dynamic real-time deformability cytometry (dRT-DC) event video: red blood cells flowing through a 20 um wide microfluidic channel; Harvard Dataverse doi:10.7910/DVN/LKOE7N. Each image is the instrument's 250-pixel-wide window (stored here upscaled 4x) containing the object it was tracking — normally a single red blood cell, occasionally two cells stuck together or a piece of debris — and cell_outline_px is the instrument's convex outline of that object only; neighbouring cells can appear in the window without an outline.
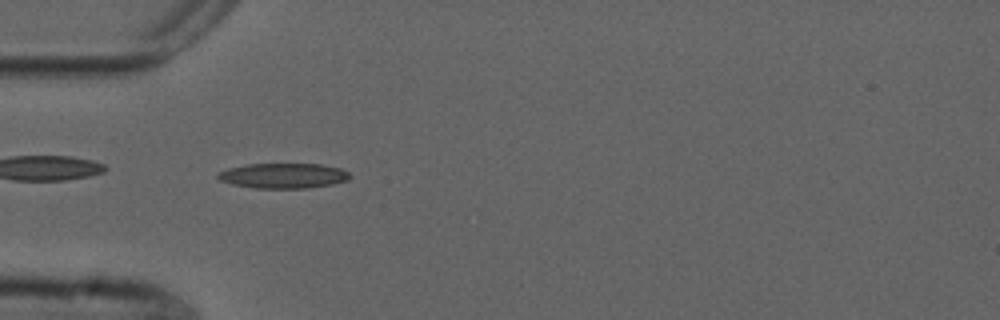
{"species": "common noctule bat (a hibernating species)", "species_latin": "Nyctalus noctula", "temperature_condition": "cold", "stored_images_in_passage": 33, "camera_frame_rate_fps": 3000, "um_per_image_px": 0.085, "animal": {"sex": "male", "forearm_length_mm": 52.5}, "frame": {"image": 1, "passage_image": 2, "time_ms": 0.333, "image_size_px": [1000, 320], "cell_outline_px": [[352, 176], [348, 180], [332, 184], [308, 188], [256, 188], [232, 184], [220, 180], [216, 176], [220, 172], [228, 168], [248, 164], [320, 164], [340, 168], [348, 172]], "centroid_in_image_um": [24.11, 14.93], "position_along_channel_um": 60.9, "area_um2": 19.25}}
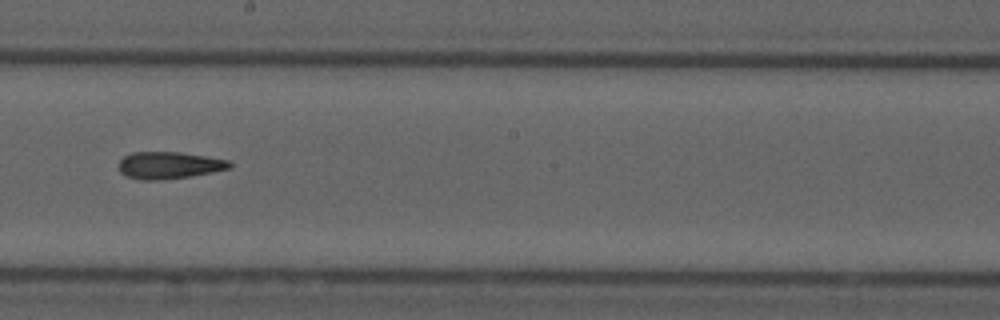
{"frame": {"image": 2, "passage_image": 16, "time_ms": 5.0, "image_size_px": [1000, 320], "cell_outline_px": [[232, 164], [228, 168], [212, 172], [188, 176], [160, 180], [140, 180], [128, 176], [120, 172], [120, 160], [124, 156], [132, 152], [180, 152], [228, 160]], "centroid_in_image_um": [14.34, 14.04], "position_along_channel_um": 233.9, "area_um2": 17.17}}
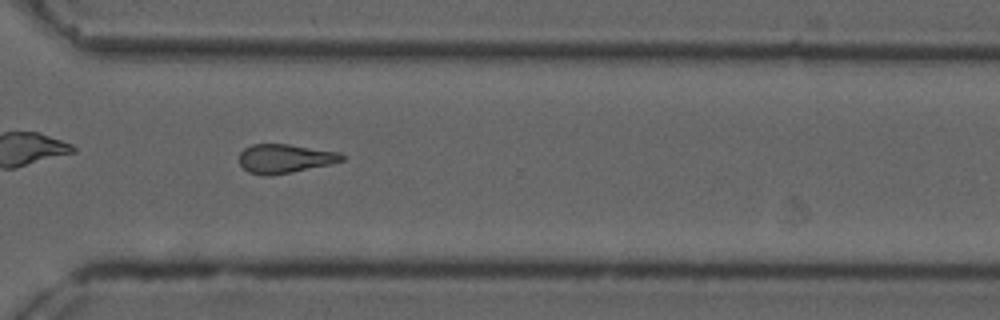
{"frame": {"image": 3, "passage_image": 25, "time_ms": 8.0, "image_size_px": [1000, 320], "cell_outline_px": [[348, 156], [344, 160], [328, 164], [292, 172], [272, 176], [264, 176], [248, 172], [240, 164], [240, 152], [244, 148], [252, 144], [288, 144], [340, 152]], "centroid_in_image_um": [24.22, 13.48], "position_along_channel_um": 346.4, "area_um2": 17.4}, "authors_computed_cell_mechanics": {"area_um2": 17.5712, "velocity_mm_per_s": 3.753, "shape_relaxation_time_tau1_ms": null, "shape_relaxation_time_tau2_ms": 10.7794, "deformation_change_tau1": null, "deformation_change_tau2": 0.2706}}